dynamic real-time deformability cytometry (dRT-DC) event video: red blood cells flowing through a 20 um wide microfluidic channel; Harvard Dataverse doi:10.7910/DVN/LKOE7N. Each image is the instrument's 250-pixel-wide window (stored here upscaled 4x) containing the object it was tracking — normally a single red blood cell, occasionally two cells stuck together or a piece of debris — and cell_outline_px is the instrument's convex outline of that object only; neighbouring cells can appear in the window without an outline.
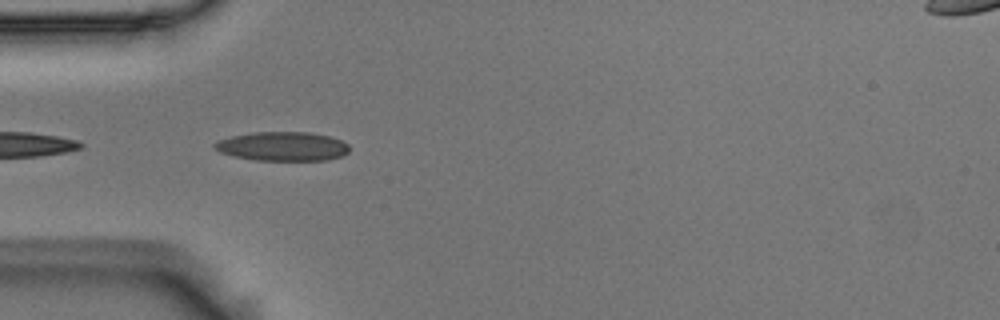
{"species": "Egyptian fruit bat (a non-hibernating species)", "species_latin": "Rousettus aegyptiacus", "temperature_condition": "room temperature", "stored_images_in_passage": 11, "camera_frame_rate_fps": 3000, "um_per_image_px": 0.085, "animal": {"sex": "male"}, "frame": {"image": 1, "passage_image": 2, "time_ms": 0.333, "image_size_px": [1000, 320], "cell_outline_px": [[348, 152], [344, 156], [328, 160], [256, 160], [236, 156], [220, 152], [212, 148], [212, 144], [216, 140], [232, 136], [252, 132], [312, 132], [328, 136], [340, 140], [348, 144]], "centroid_in_image_um": [24.0, 12.43], "position_along_channel_um": 61.0, "area_um2": 22.95}}
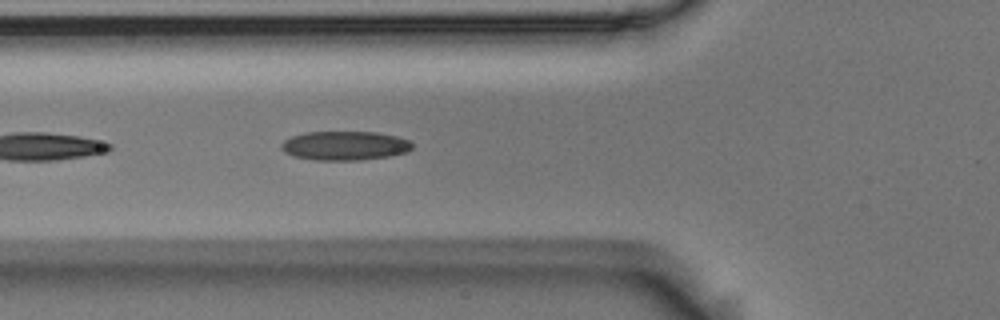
{"frame": {"image": 2, "passage_image": 5, "time_ms": 1.333, "image_size_px": [1000, 320], "cell_outline_px": [[412, 148], [408, 152], [388, 156], [360, 160], [312, 160], [292, 156], [284, 152], [280, 148], [280, 144], [284, 140], [292, 136], [304, 132], [376, 132], [396, 136], [412, 140]], "centroid_in_image_um": [29.29, 12.38], "position_along_channel_um": 96.5, "area_um2": 22.43}}